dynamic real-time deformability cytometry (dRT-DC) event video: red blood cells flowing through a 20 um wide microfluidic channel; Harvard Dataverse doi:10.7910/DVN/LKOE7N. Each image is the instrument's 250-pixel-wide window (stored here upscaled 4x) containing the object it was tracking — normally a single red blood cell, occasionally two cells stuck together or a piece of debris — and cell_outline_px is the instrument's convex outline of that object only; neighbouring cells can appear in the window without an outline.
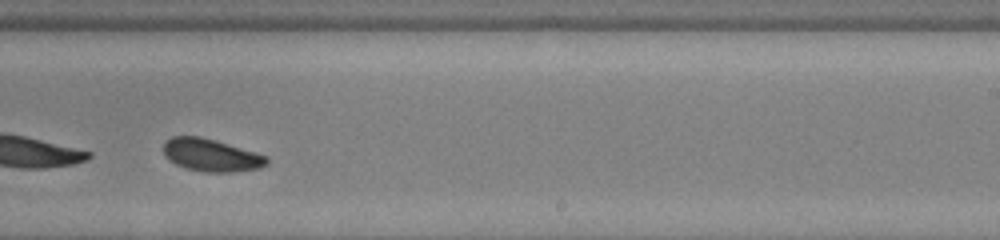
{"species": "common noctule bat (a hibernating species)", "species_latin": "Nyctalus noctula", "temperature_condition": "room temperature", "stored_images_in_passage": 34, "camera_frame_rate_fps": 3000, "um_per_image_px": 0.085, "animal": {"sex": "female", "body_mass_g": 22.0, "forearm_length_mm": 56.7}, "frame": {"image": 1, "passage_image": 20, "time_ms": 6.333, "image_size_px": [1000, 240], "cell_outline_px": [[268, 164], [260, 168], [236, 172], [204, 172], [184, 168], [168, 160], [164, 156], [164, 140], [172, 136], [200, 136], [216, 140], [268, 156]], "centroid_in_image_um": [17.93, 13.19], "position_along_channel_um": 271.1, "area_um2": 19.88}}